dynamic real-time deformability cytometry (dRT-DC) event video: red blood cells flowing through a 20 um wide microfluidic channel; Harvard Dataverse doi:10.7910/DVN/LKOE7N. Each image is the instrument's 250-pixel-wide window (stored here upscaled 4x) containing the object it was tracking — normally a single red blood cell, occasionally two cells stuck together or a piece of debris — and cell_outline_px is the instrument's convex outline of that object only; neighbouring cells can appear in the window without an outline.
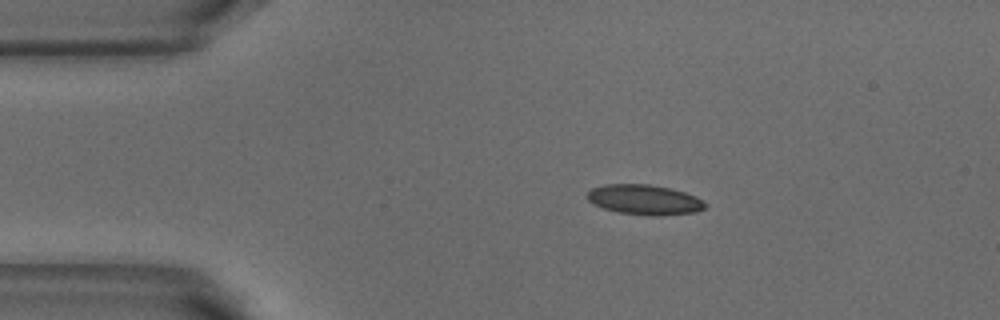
{"species": "common noctule bat (a hibernating species)", "species_latin": "Nyctalus noctula", "temperature_condition": "warm", "stored_images_in_passage": 3, "camera_frame_rate_fps": 3000, "um_per_image_px": 0.085, "animal": {"sex": "male", "body_mass_g": 18.8}, "frame": {"image": 1, "passage_image": 2, "time_ms": 0.333, "image_size_px": [1000, 320], "cell_outline_px": [[708, 204], [704, 208], [696, 212], [652, 216], [620, 212], [604, 208], [592, 204], [588, 200], [588, 192], [592, 188], [604, 184], [648, 184], [672, 188], [696, 196], [704, 200]], "centroid_in_image_um": [54.8, 16.96], "position_along_channel_um": 30.2, "area_um2": 20.63}}